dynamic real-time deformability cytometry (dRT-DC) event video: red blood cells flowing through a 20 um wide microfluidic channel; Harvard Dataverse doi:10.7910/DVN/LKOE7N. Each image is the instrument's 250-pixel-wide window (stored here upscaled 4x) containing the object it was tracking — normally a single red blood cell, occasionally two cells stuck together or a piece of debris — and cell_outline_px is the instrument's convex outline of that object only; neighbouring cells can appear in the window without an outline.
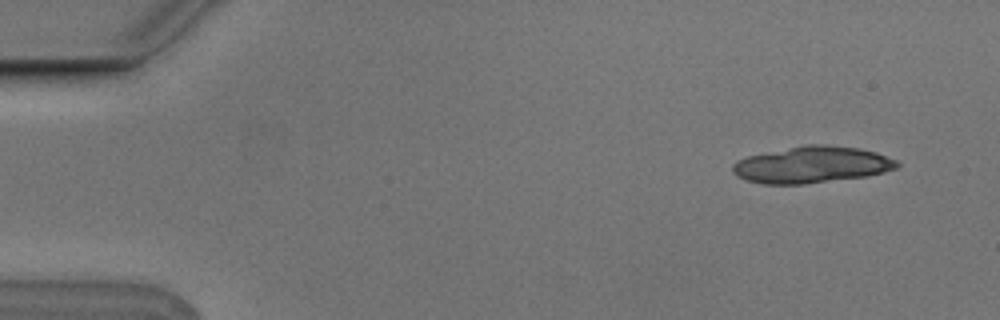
{"species": "Egyptian fruit bat (a non-hibernating species)", "species_latin": "Rousettus aegyptiacus", "temperature_condition": "cold", "stored_images_in_passage": 16, "camera_frame_rate_fps": 3000, "um_per_image_px": 0.085, "animal": {"sex": "male"}, "frame": {"image": 1, "passage_image": 1, "time_ms": 0.0, "image_size_px": [1000, 320], "cell_outline_px": [[900, 164], [896, 168], [884, 172], [868, 176], [800, 184], [764, 184], [748, 180], [736, 176], [732, 172], [732, 164], [736, 160], [748, 156], [808, 144], [824, 144], [860, 148], [876, 152], [896, 160]], "centroid_in_image_um": [69.01, 14.0], "position_along_channel_um": 16.0, "area_um2": 34.85}}